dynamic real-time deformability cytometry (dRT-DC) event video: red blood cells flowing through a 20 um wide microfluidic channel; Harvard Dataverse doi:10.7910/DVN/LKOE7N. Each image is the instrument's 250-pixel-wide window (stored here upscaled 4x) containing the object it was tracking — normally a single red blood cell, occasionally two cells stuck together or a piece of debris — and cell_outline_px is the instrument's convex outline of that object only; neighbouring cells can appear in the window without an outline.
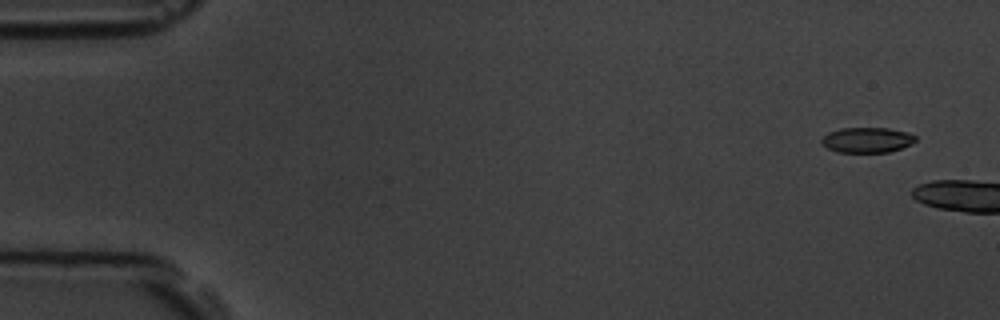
{"species": "common noctule bat (a hibernating species)", "species_latin": "Nyctalus noctula", "temperature_condition": "room temperature", "stored_images_in_passage": 2, "camera_frame_rate_fps": 3000, "um_per_image_px": 0.085, "animal": {"sex": "male", "body_mass_g": 19.5, "forearm_length_mm": 54.6}, "frame": {"image": 1, "passage_image": 1, "time_ms": 0.0, "image_size_px": [1000, 320], "cell_outline_px": [[916, 140], [912, 144], [888, 152], [836, 152], [820, 144], [820, 140], [828, 132], [840, 128], [888, 128], [908, 132], [916, 136]], "centroid_in_image_um": [73.68, 11.89], "position_along_channel_um": 11.3, "area_um2": 13.93}}